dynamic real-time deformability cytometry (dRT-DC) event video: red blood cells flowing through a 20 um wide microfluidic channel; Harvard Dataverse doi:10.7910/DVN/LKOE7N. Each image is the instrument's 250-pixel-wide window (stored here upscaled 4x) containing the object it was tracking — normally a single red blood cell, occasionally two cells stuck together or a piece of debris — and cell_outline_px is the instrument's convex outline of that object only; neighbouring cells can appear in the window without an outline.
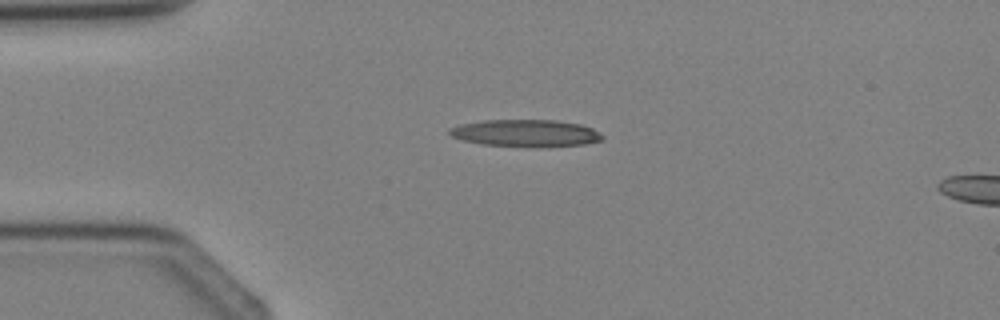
{"species": "Egyptian fruit bat (a non-hibernating species)", "species_latin": "Rousettus aegyptiacus", "temperature_condition": "cold", "stored_images_in_passage": 3, "camera_frame_rate_fps": 3000, "um_per_image_px": 0.085, "animal": {"sex": "female"}, "frame": {"image": 1, "passage_image": 3, "time_ms": 2.333, "image_size_px": [1000, 320], "cell_outline_px": [[604, 140], [584, 144], [484, 144], [464, 140], [452, 136], [448, 132], [448, 128], [460, 124], [484, 120], [556, 120], [580, 124], [592, 128], [604, 136]], "centroid_in_image_um": [44.67, 11.26], "position_along_channel_um": 40.3, "area_um2": 22.89}}